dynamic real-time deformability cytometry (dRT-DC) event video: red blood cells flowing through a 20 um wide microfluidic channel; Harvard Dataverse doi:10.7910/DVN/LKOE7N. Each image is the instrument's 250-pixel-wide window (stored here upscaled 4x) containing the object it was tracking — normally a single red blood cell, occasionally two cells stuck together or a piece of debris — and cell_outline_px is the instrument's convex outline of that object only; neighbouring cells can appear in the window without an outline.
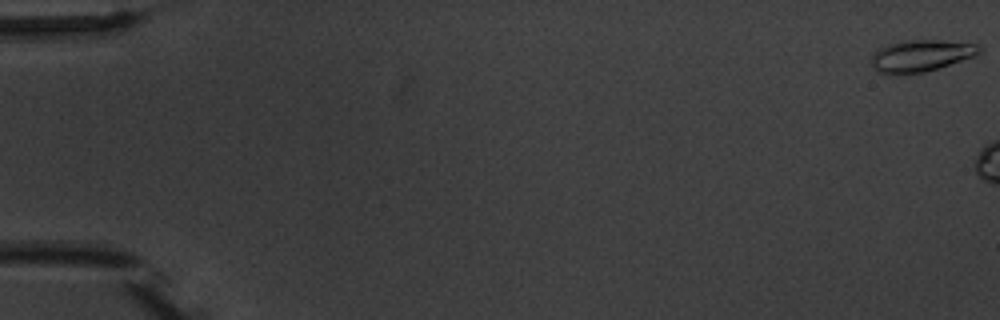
{"species": "common noctule bat (a hibernating species)", "species_latin": "Nyctalus noctula", "temperature_condition": "warm", "stored_images_in_passage": 3, "camera_frame_rate_fps": 3000, "um_per_image_px": 0.085, "animal": {"sex": "male", "body_mass_g": 20.1, "forearm_length_mm": 53.5}, "frame": {"image": 1, "passage_image": 3, "time_ms": 3.667, "image_size_px": [1000, 320], "cell_outline_px": [[980, 52], [976, 56], [924, 72], [880, 72], [872, 64], [872, 56], [880, 48], [888, 44], [904, 40], [940, 40], [976, 44], [980, 48]], "centroid_in_image_um": [78.33, 4.7], "position_along_channel_um": 6.7, "area_um2": 19.25}}